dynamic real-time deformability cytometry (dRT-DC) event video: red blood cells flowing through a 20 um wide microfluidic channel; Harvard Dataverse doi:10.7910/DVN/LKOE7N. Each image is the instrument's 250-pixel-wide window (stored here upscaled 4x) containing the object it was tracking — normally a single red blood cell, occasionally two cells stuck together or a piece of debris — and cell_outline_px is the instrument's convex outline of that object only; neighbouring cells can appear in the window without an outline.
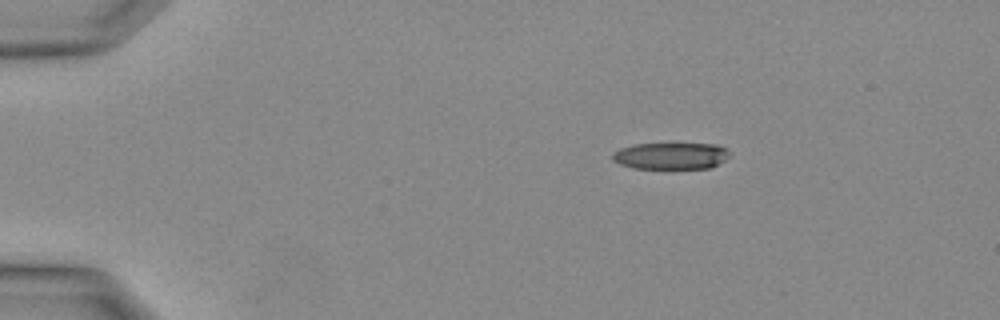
{"species": "Egyptian fruit bat (a non-hibernating species)", "species_latin": "Rousettus aegyptiacus", "temperature_condition": "warm", "stored_images_in_passage": 16, "camera_frame_rate_fps": 3000, "um_per_image_px": 0.085, "animal": {"sex": "female"}, "frame": {"image": 1, "passage_image": 1, "time_ms": 0.0, "image_size_px": [1000, 320], "cell_outline_px": [[728, 156], [724, 160], [708, 168], [632, 168], [620, 164], [612, 160], [612, 152], [620, 148], [632, 144], [720, 144], [728, 152]], "centroid_in_image_um": [56.96, 13.24], "position_along_channel_um": 28.0, "area_um2": 18.09}}
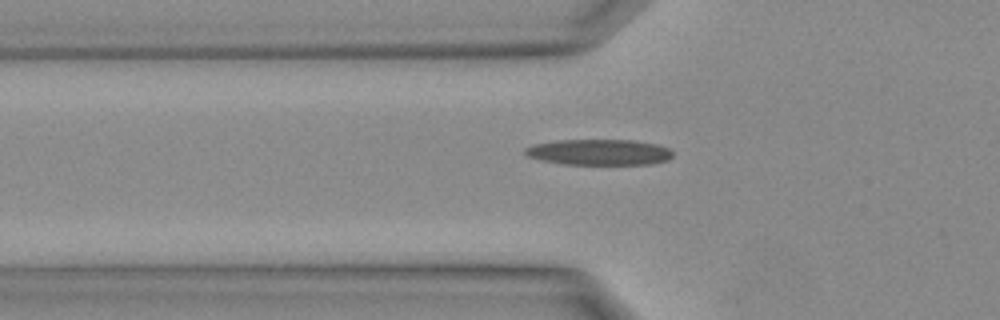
{"frame": {"image": 2, "passage_image": 7, "time_ms": 2.0, "image_size_px": [1000, 320], "cell_outline_px": [[672, 156], [668, 160], [652, 164], [560, 164], [540, 160], [528, 156], [524, 152], [524, 148], [536, 144], [556, 140], [632, 140], [656, 144], [668, 148], [672, 152]], "centroid_in_image_um": [50.91, 12.94], "position_along_channel_um": 74.9, "area_um2": 22.2}}
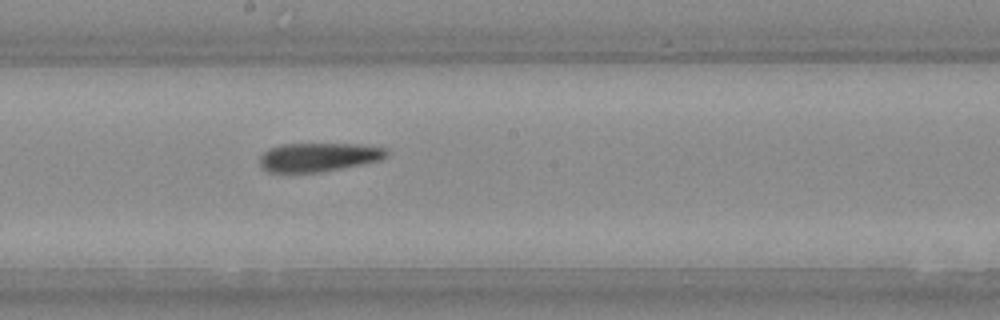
{"frame": {"image": 3, "passage_image": 14, "time_ms": 4.333, "image_size_px": [1000, 320], "cell_outline_px": [[388, 156], [380, 160], [364, 164], [320, 172], [268, 172], [260, 164], [260, 156], [268, 148], [284, 144], [352, 144], [384, 148], [388, 152]], "centroid_in_image_um": [27.07, 13.36], "position_along_channel_um": 221.1, "area_um2": 21.1}}